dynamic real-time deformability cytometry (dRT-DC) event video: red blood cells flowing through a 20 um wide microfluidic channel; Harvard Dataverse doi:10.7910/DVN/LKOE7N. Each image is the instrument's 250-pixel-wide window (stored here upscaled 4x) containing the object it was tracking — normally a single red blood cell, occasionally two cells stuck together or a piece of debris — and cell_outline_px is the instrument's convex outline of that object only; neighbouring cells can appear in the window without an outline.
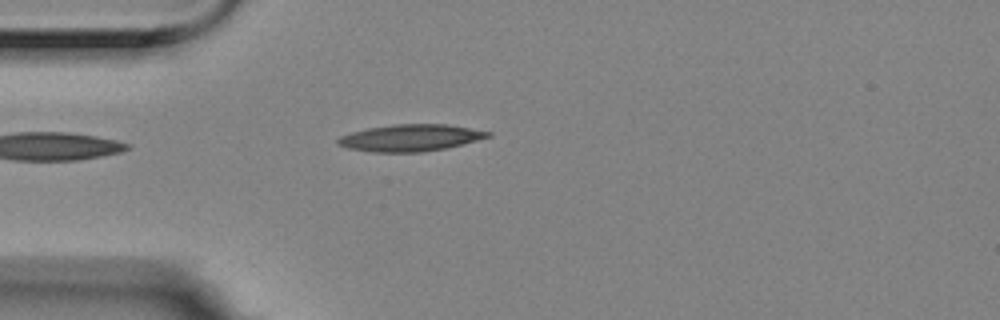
{"species": "Egyptian fruit bat (a non-hibernating species)", "species_latin": "Rousettus aegyptiacus", "temperature_condition": "room temperature", "stored_images_in_passage": 4, "camera_frame_rate_fps": 3000, "um_per_image_px": 0.085, "animal": {"sex": "female"}, "frame": {"image": 1, "passage_image": 3, "time_ms": 0.667, "image_size_px": [1000, 320], "cell_outline_px": [[492, 136], [444, 148], [420, 152], [372, 152], [348, 148], [336, 144], [336, 140], [340, 136], [352, 132], [368, 128], [392, 124], [444, 124], [492, 132]], "centroid_in_image_um": [34.83, 11.71], "position_along_channel_um": 50.2, "area_um2": 23.18}}